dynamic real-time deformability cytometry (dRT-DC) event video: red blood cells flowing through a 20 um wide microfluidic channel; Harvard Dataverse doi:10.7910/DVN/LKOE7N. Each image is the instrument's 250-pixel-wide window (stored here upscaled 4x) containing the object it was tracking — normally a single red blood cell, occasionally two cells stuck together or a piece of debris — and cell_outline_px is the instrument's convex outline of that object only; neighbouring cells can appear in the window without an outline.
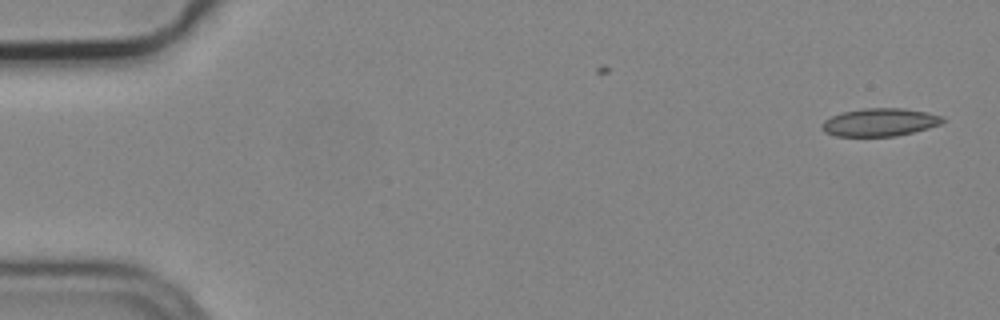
{"species": "common noctule bat (a hibernating species)", "species_latin": "Nyctalus noctula", "temperature_condition": "cold", "stored_images_in_passage": 2, "camera_frame_rate_fps": 3000, "um_per_image_px": 0.085, "animal": {"sex": "male", "body_mass_g": 19.2, "forearm_length_mm": 51.8}, "frame": {"image": 1, "passage_image": 2, "time_ms": 0.333, "image_size_px": [1000, 320], "cell_outline_px": [[948, 120], [940, 124], [928, 128], [896, 136], [836, 136], [824, 132], [820, 128], [820, 124], [824, 120], [832, 116], [844, 112], [864, 108], [904, 108], [928, 112], [940, 116]], "centroid_in_image_um": [74.77, 10.39], "position_along_channel_um": 10.2, "area_um2": 19.71}}